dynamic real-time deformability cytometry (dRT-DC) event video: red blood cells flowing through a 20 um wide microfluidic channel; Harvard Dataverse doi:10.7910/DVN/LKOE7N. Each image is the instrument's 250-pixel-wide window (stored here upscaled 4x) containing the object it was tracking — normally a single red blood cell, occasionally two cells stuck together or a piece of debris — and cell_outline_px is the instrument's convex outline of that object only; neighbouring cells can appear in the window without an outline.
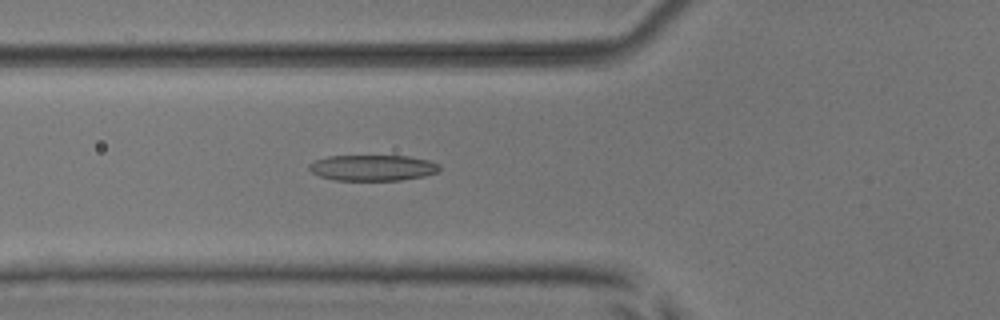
{"species": "common noctule bat (a hibernating species)", "species_latin": "Nyctalus noctula", "temperature_condition": "room temperature", "stored_images_in_passage": 6, "camera_frame_rate_fps": 3000, "um_per_image_px": 0.085, "animal": {"sex": "male", "body_mass_g": 17.9, "forearm_length_mm": 54.2}, "frame": {"image": 1, "passage_image": 6, "time_ms": 7.0, "image_size_px": [1000, 320], "cell_outline_px": [[440, 168], [436, 172], [424, 176], [400, 180], [332, 180], [320, 176], [312, 172], [308, 168], [308, 164], [316, 160], [328, 156], [408, 156], [428, 160], [440, 164]], "centroid_in_image_um": [31.66, 14.26], "position_along_channel_um": 94.1, "area_um2": 19.59}}